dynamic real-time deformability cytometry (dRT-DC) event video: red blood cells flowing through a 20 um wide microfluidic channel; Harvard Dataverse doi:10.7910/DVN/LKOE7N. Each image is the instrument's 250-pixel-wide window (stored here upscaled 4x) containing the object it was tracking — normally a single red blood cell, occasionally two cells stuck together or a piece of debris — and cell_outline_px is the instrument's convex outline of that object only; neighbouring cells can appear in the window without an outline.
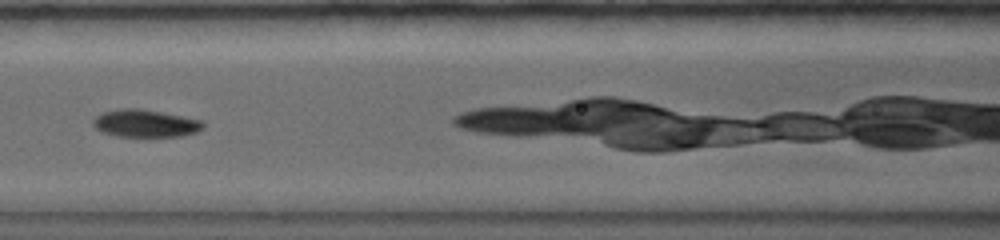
{"species": "common noctule bat (a hibernating species)", "species_latin": "Nyctalus noctula", "temperature_condition": "warm", "stored_images_in_passage": 18, "camera_frame_rate_fps": 5000, "um_per_image_px": 0.085, "animal": {"sex": "female", "body_mass_g": 19.0, "forearm_length_mm": 56.7}, "frame": {"image": 1, "passage_image": 6, "time_ms": 2.6, "image_size_px": [1000, 240], "cell_outline_px": [[204, 128], [196, 132], [180, 136], [116, 136], [100, 132], [92, 124], [92, 120], [100, 112], [120, 108], [140, 108], [204, 120]], "centroid_in_image_um": [12.32, 10.47], "position_along_channel_um": 154.3, "area_um2": 17.86}}
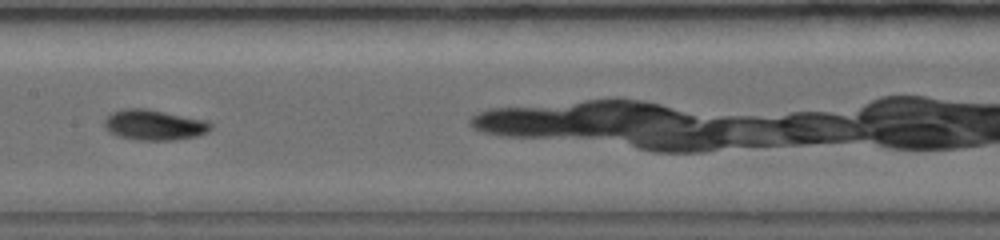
{"frame": {"image": 2, "passage_image": 8, "time_ms": 3.6, "image_size_px": [1000, 240], "cell_outline_px": [[212, 128], [208, 132], [196, 136], [176, 140], [140, 140], [116, 136], [108, 132], [104, 128], [104, 120], [112, 112], [124, 108], [148, 108], [208, 120], [212, 124]], "centroid_in_image_um": [13.11, 10.61], "position_along_channel_um": 194.3, "area_um2": 19.25}, "authors_computed_cell_mechanics": {"area_um2": 17.7735, "velocity_mm_per_s": 4.0109, "shape_relaxation_time_tau1_ms": 4.1609, "shape_relaxation_time_tau2_ms": 2.659, "deformation_change_tau1": 0.161, "deformation_change_tau2": 0.0546}}